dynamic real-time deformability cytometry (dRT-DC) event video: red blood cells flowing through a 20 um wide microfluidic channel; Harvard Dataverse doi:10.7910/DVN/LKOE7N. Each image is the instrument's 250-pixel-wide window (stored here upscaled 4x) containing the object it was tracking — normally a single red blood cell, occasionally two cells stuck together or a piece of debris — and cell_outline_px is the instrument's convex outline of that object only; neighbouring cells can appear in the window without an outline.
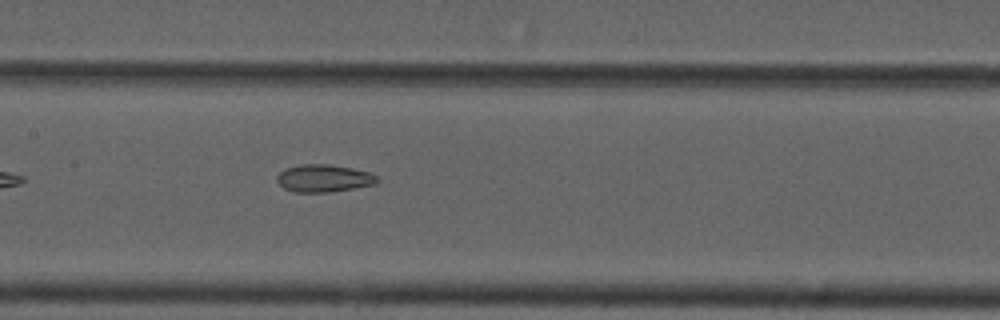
{"species": "common noctule bat (a hibernating species)", "species_latin": "Nyctalus noctula", "temperature_condition": "cold", "stored_images_in_passage": 5, "camera_frame_rate_fps": 3000, "um_per_image_px": 0.085, "animal": {"sex": "male", "forearm_length_mm": 52.5}, "frame": {"image": 1, "passage_image": 5, "time_ms": 4.333, "image_size_px": [1000, 320], "cell_outline_px": [[380, 180], [376, 184], [328, 192], [296, 192], [284, 188], [276, 180], [276, 176], [280, 172], [288, 168], [300, 164], [332, 164], [352, 168], [368, 172], [376, 176]], "centroid_in_image_um": [27.52, 15.14], "position_along_channel_um": 179.9, "area_um2": 15.95}}